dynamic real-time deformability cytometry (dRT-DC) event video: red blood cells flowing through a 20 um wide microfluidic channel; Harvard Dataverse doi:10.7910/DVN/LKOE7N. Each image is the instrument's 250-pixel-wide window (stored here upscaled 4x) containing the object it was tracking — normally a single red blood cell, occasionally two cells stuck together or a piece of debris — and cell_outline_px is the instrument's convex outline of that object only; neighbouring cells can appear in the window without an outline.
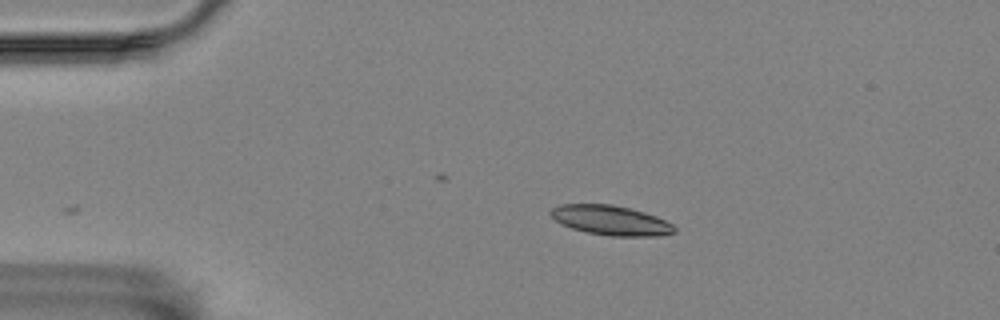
{"species": "Egyptian fruit bat (a non-hibernating species)", "species_latin": "Rousettus aegyptiacus", "temperature_condition": "room temperature", "stored_images_in_passage": 28, "camera_frame_rate_fps": 3000, "um_per_image_px": 0.085, "animal": {"sex": "female"}, "frame": {"image": 1, "passage_image": 1, "time_ms": 0.0, "image_size_px": [1000, 320], "cell_outline_px": [[676, 232], [660, 236], [612, 236], [588, 232], [572, 228], [560, 224], [548, 212], [552, 208], [560, 204], [612, 204], [632, 208], [656, 216], [672, 224], [676, 228]], "centroid_in_image_um": [51.93, 18.72], "position_along_channel_um": 33.1, "area_um2": 21.44}}
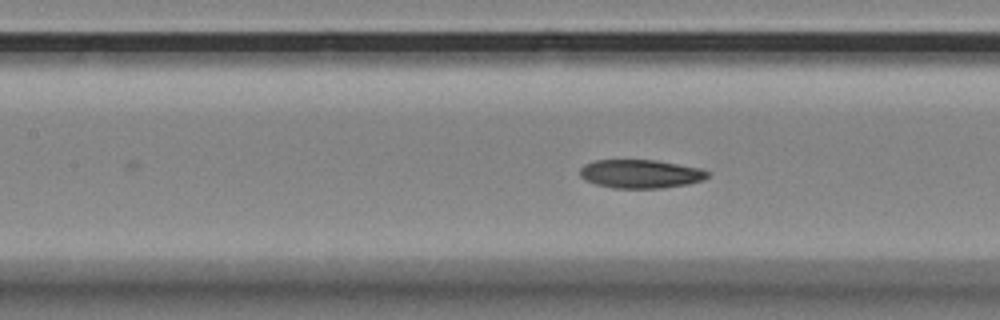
{"frame": {"image": 2, "passage_image": 15, "time_ms": 4.667, "image_size_px": [1000, 320], "cell_outline_px": [[708, 176], [704, 180], [688, 184], [664, 188], [612, 188], [596, 184], [584, 180], [580, 176], [580, 168], [584, 164], [596, 160], [656, 160], [700, 168], [708, 172]], "centroid_in_image_um": [54.43, 14.78], "position_along_channel_um": 153.0, "area_um2": 21.33}}
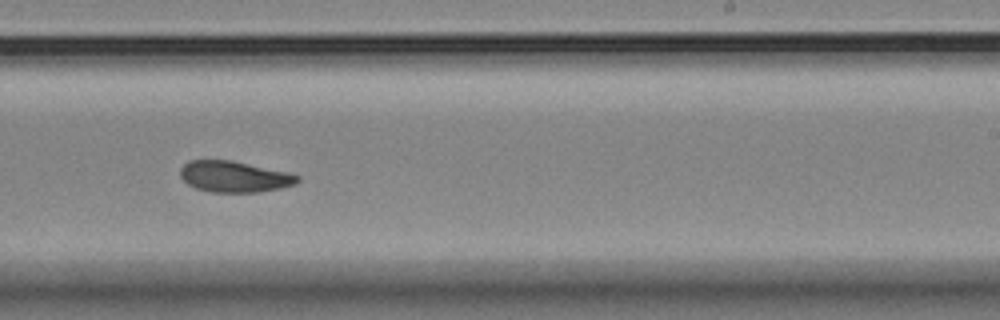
{"frame": {"image": 3, "passage_image": 25, "time_ms": 8.0, "image_size_px": [1000, 320], "cell_outline_px": [[300, 180], [296, 184], [280, 188], [260, 192], [212, 192], [196, 188], [188, 184], [180, 176], [180, 168], [188, 160], [232, 160], [288, 172], [300, 176]], "centroid_in_image_um": [19.92, 15.01], "position_along_channel_um": 269.1, "area_um2": 21.33}}